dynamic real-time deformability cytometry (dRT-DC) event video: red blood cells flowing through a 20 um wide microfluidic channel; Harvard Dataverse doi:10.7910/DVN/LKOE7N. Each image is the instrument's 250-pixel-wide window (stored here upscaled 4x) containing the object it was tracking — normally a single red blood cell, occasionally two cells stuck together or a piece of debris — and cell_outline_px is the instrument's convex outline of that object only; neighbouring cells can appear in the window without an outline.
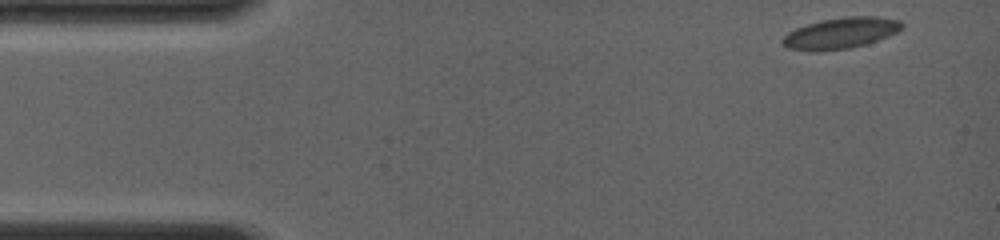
{"species": "common noctule bat (a hibernating species)", "species_latin": "Nyctalus noctula", "temperature_condition": "room temperature", "stored_images_in_passage": 89, "camera_frame_rate_fps": 4000, "um_per_image_px": 0.085, "animal": {"sex": "female", "body_mass_g": 19.0, "forearm_length_mm": 56.7}, "frame": {"image": 1, "passage_image": 1, "time_ms": 0.0, "image_size_px": [1000, 240], "cell_outline_px": [[904, 24], [896, 32], [876, 40], [864, 44], [848, 48], [816, 52], [788, 48], [780, 40], [788, 32], [796, 28], [820, 20], [844, 16], [876, 16], [900, 20]], "centroid_in_image_um": [71.42, 2.8], "position_along_channel_um": 13.6, "area_um2": 21.44}}
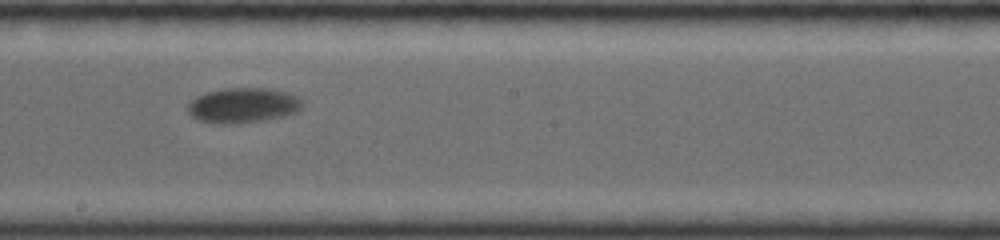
{"frame": {"image": 2, "passage_image": 51, "time_ms": 8.25, "image_size_px": [1000, 240], "cell_outline_px": [[304, 104], [296, 112], [264, 120], [232, 124], [220, 124], [200, 120], [192, 116], [188, 112], [188, 104], [196, 96], [208, 92], [224, 88], [268, 88], [288, 92], [304, 100]], "centroid_in_image_um": [20.67, 8.94], "position_along_channel_um": 227.5, "area_um2": 23.35}}
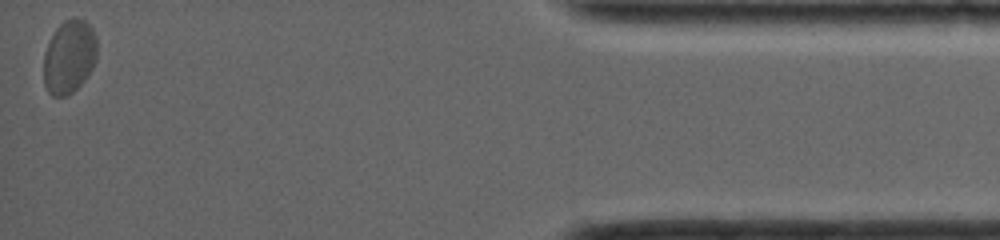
{"frame": {"image": 3, "passage_image": 88, "time_ms": 15.25, "image_size_px": [1000, 240], "cell_outline_px": [[96, 60], [92, 68], [84, 80], [68, 96], [52, 96], [48, 92], [44, 84], [44, 52], [56, 28], [64, 20], [72, 16], [76, 16], [84, 20], [92, 28], [96, 36]], "centroid_in_image_um": [5.88, 4.8], "position_along_channel_um": 429.3, "area_um2": 22.95}, "authors_computed_cell_mechanics": {"area_um2": 22.3108, "velocity_mm_per_s": 3.8204, "shape_relaxation_time_tau1_ms": 2.8719, "shape_relaxation_time_tau2_ms": null, "deformation_change_tau1": 0.0993, "deformation_change_tau2": null}}